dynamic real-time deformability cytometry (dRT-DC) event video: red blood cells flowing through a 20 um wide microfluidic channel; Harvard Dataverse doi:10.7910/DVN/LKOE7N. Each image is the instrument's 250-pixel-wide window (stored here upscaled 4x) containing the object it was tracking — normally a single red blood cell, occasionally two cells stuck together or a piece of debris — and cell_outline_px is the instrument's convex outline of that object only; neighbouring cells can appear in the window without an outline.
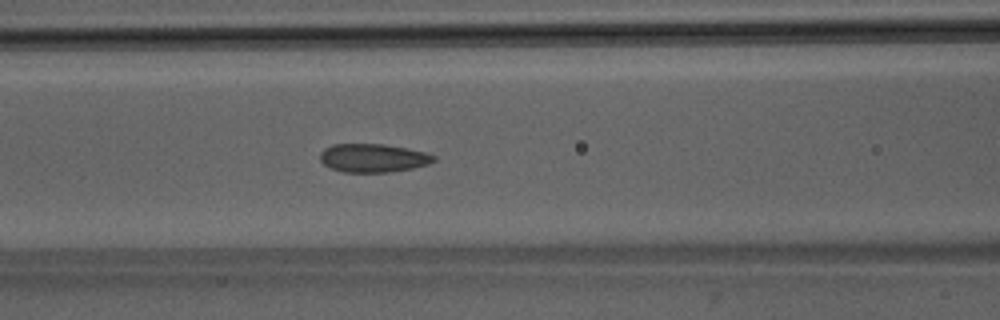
{"species": "Egyptian fruit bat (a non-hibernating species)", "species_latin": "Rousettus aegyptiacus", "temperature_condition": "room temperature", "stored_images_in_passage": 51, "camera_frame_rate_fps": 3000, "um_per_image_px": 0.085, "animal": {"sex": "male"}, "frame": {"image": 1, "passage_image": 22, "time_ms": 7.0, "image_size_px": [1000, 320], "cell_outline_px": [[436, 160], [428, 164], [412, 168], [388, 172], [344, 172], [332, 168], [324, 164], [320, 160], [320, 152], [324, 148], [332, 144], [384, 144], [424, 152], [436, 156]], "centroid_in_image_um": [31.69, 13.42], "position_along_channel_um": 134.9, "area_um2": 18.73}}
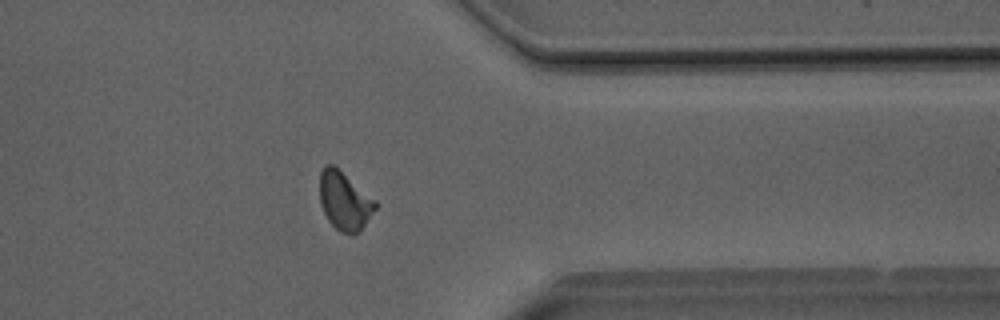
{"frame": {"image": 2, "passage_image": 41, "time_ms": 13.333, "image_size_px": [1000, 320], "cell_outline_px": [[376, 208], [360, 232], [352, 236], [340, 232], [328, 220], [320, 204], [320, 172], [324, 164], [332, 164], [376, 200]], "centroid_in_image_um": [29.28, 17.1], "position_along_channel_um": 382.1, "area_um2": 18.9}}
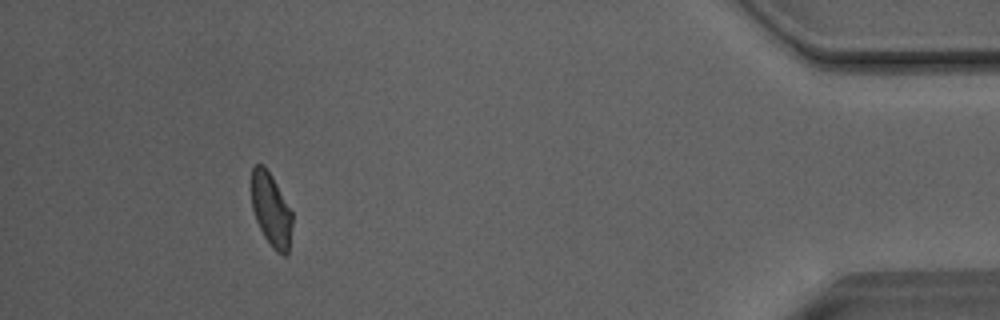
{"frame": {"image": 3, "passage_image": 47, "time_ms": 15.333, "image_size_px": [1000, 320], "cell_outline_px": [[292, 224], [288, 252], [284, 256], [276, 252], [272, 248], [264, 236], [256, 220], [252, 208], [252, 168], [256, 164], [264, 164], [272, 176], [292, 212]], "centroid_in_image_um": [23.04, 17.84], "position_along_channel_um": 412.2, "area_um2": 17.34}, "authors_computed_cell_mechanics": {"area_um2": 18.9006, "velocity_mm_per_s": 4.0512, "shape_relaxation_time_tau1_ms": null, "shape_relaxation_time_tau2_ms": 1.5724, "deformation_change_tau1": null, "deformation_change_tau2": 0.067}}